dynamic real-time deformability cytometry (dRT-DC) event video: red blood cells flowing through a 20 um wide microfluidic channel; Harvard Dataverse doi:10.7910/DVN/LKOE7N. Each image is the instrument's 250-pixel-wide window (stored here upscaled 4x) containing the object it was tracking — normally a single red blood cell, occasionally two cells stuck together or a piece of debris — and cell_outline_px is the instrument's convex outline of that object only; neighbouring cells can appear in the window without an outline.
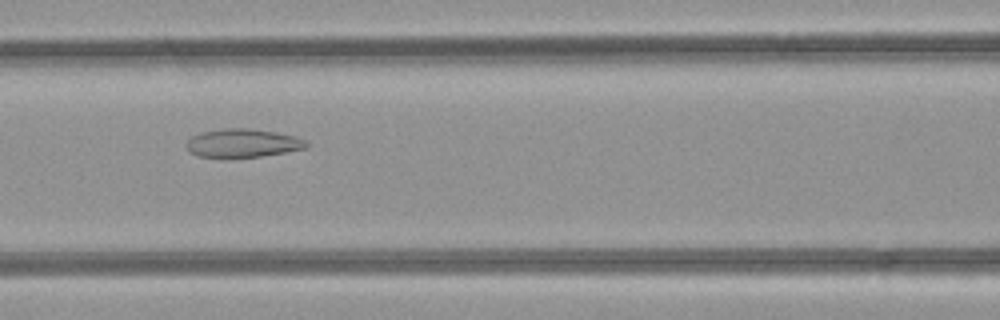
{"species": "common noctule bat (a hibernating species)", "species_latin": "Nyctalus noctula", "temperature_condition": "room temperature", "stored_images_in_passage": 36, "camera_frame_rate_fps": 3000, "um_per_image_px": 0.085, "animal": {"sex": "female", "body_mass_g": 21.9}, "frame": {"image": 1, "passage_image": 9, "time_ms": 2.667, "image_size_px": [1000, 320], "cell_outline_px": [[308, 148], [260, 156], [196, 156], [184, 144], [192, 136], [200, 132], [224, 128], [248, 128], [276, 132], [296, 136], [304, 140], [308, 144]], "centroid_in_image_um": [20.64, 12.14], "position_along_channel_um": 146.0, "area_um2": 19.54}}
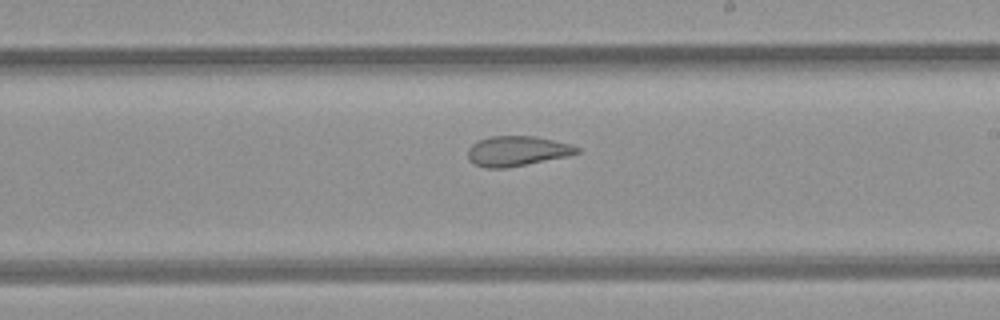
{"frame": {"image": 2, "passage_image": 16, "time_ms": 5.0, "image_size_px": [1000, 320], "cell_outline_px": [[580, 152], [564, 156], [504, 168], [484, 168], [468, 160], [468, 148], [476, 140], [492, 136], [536, 136], [568, 144], [580, 148]], "centroid_in_image_um": [43.87, 12.82], "position_along_channel_um": 245.1, "area_um2": 18.73}}
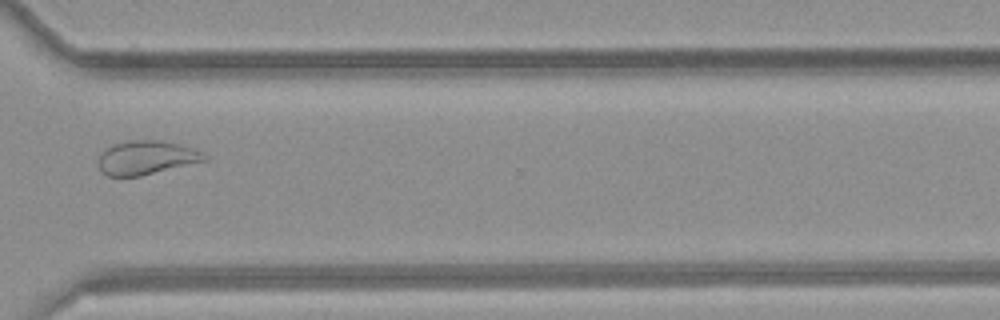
{"frame": {"image": 3, "passage_image": 24, "time_ms": 7.667, "image_size_px": [1000, 320], "cell_outline_px": [[208, 160], [140, 176], [108, 176], [100, 172], [100, 156], [112, 144], [128, 140], [156, 140], [180, 144], [204, 152], [208, 156]], "centroid_in_image_um": [12.48, 13.4], "position_along_channel_um": 358.1, "area_um2": 20.81}, "authors_computed_cell_mechanics": {"area_um2": 21.2993, "velocity_mm_per_s": 4.2453, "shape_relaxation_time_tau1_ms": null, "shape_relaxation_time_tau2_ms": 2.1549, "deformation_change_tau1": null, "deformation_change_tau2": 0.102}}